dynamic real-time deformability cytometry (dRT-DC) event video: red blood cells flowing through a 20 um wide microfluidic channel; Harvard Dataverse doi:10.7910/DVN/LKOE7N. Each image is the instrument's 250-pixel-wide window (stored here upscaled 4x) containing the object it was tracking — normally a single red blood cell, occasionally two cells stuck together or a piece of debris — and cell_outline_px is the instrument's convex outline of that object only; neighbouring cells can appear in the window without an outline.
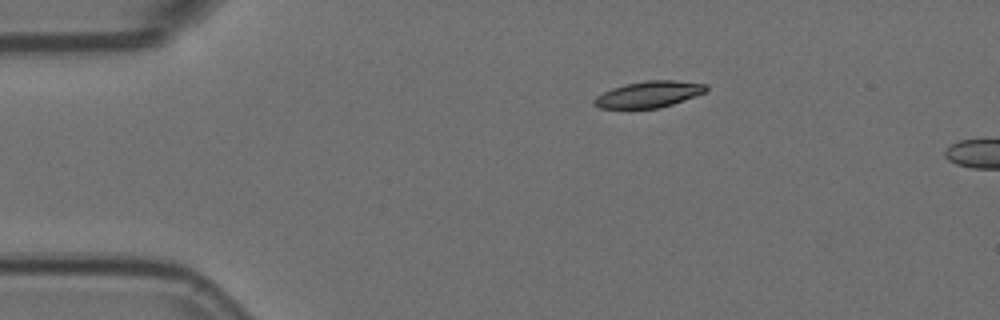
{"species": "Egyptian fruit bat (a non-hibernating species)", "species_latin": "Rousettus aegyptiacus", "temperature_condition": "room temperature", "stored_images_in_passage": 2, "camera_frame_rate_fps": 3000, "um_per_image_px": 0.085, "animal": {"sex": "female"}, "frame": {"image": 1, "passage_image": 1, "time_ms": 0.0, "image_size_px": [1000, 320], "cell_outline_px": [[708, 88], [704, 92], [672, 104], [660, 108], [600, 108], [592, 104], [592, 100], [596, 96], [612, 88], [624, 84], [648, 80], [676, 80], [708, 84]], "centroid_in_image_um": [55.12, 8.01], "position_along_channel_um": 29.9, "area_um2": 17.11}}